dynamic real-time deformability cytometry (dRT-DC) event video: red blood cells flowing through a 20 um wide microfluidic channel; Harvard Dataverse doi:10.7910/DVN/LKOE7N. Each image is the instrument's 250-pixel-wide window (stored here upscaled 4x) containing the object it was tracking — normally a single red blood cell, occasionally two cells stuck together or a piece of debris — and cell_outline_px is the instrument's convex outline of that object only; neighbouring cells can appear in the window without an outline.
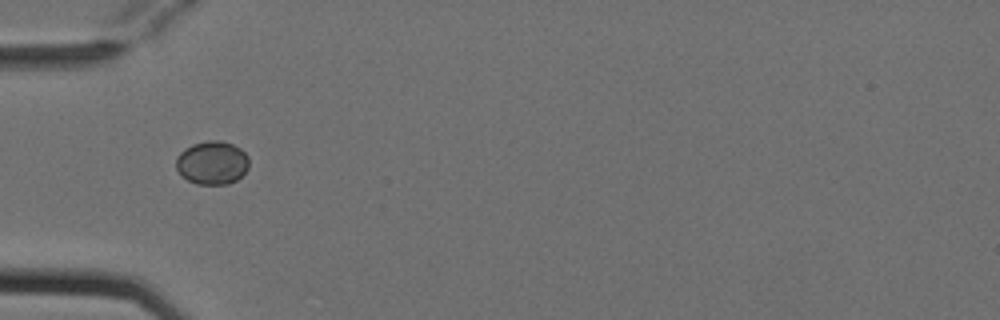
{"species": "Egyptian fruit bat (a non-hibernating species)", "species_latin": "Rousettus aegyptiacus", "temperature_condition": "cold", "stored_images_in_passage": 8, "camera_frame_rate_fps": 3000, "um_per_image_px": 0.085, "animal": {"sex": "female"}, "frame": {"image": 1, "passage_image": 5, "time_ms": 1.333, "image_size_px": [1000, 320], "cell_outline_px": [[248, 168], [236, 180], [228, 184], [196, 184], [188, 180], [176, 168], [176, 156], [184, 148], [192, 144], [208, 140], [220, 140], [232, 144], [240, 148], [248, 156]], "centroid_in_image_um": [18.02, 13.82], "position_along_channel_um": 67.0, "area_um2": 18.44}}
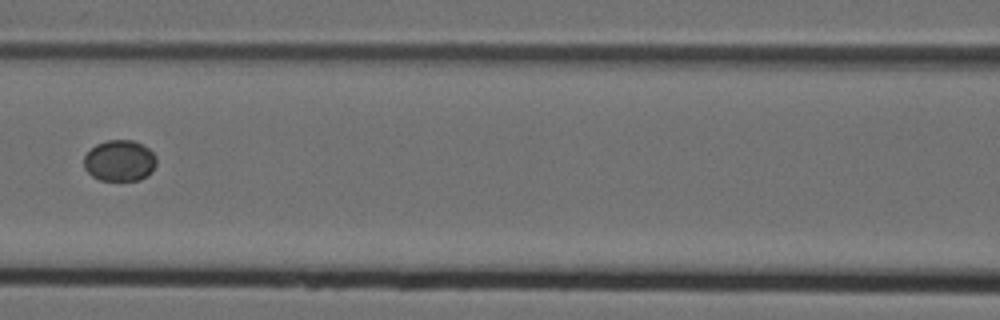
{"frame": {"image": 2, "passage_image": 7, "time_ms": 2.0, "image_size_px": [1000, 320], "cell_outline_px": [[156, 164], [152, 172], [140, 180], [100, 180], [92, 176], [84, 168], [84, 156], [96, 144], [108, 140], [132, 140], [144, 144], [156, 156]], "centroid_in_image_um": [10.18, 13.65], "position_along_channel_um": 156.4, "area_um2": 17.46}}
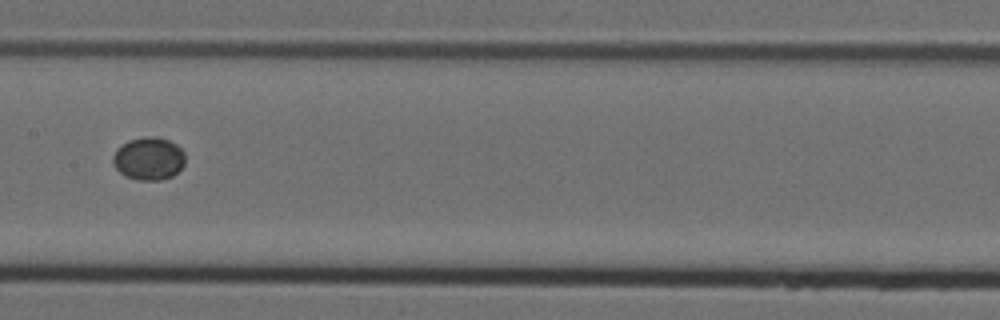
{"frame": {"image": 3, "passage_image": 8, "time_ms": 2.333, "image_size_px": [1000, 320], "cell_outline_px": [[184, 164], [172, 176], [160, 180], [136, 180], [124, 176], [112, 164], [112, 156], [116, 148], [128, 140], [144, 136], [152, 136], [168, 140], [176, 144], [184, 152]], "centroid_in_image_um": [12.6, 13.48], "position_along_channel_um": 194.8, "area_um2": 18.15}}